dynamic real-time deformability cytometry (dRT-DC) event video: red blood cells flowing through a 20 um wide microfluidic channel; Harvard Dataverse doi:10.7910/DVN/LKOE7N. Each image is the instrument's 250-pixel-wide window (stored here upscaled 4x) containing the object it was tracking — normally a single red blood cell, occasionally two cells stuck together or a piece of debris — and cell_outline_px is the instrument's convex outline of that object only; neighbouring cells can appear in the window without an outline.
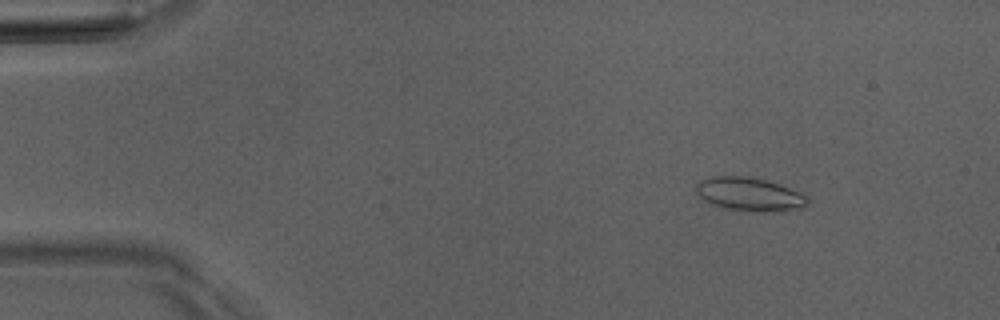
{"species": "Egyptian fruit bat (a non-hibernating species)", "species_latin": "Rousettus aegyptiacus", "temperature_condition": "room temperature", "stored_images_in_passage": 4, "camera_frame_rate_fps": 3000, "um_per_image_px": 0.085, "animal": {"sex": "male"}, "frame": {"image": 1, "passage_image": 1, "time_ms": 0.0, "image_size_px": [1000, 320], "cell_outline_px": [[808, 204], [784, 212], [764, 212], [724, 208], [712, 204], [704, 200], [696, 192], [696, 184], [700, 180], [712, 176], [748, 176], [780, 184], [800, 192], [808, 196]], "centroid_in_image_um": [63.71, 16.51], "position_along_channel_um": 21.3, "area_um2": 21.79}}